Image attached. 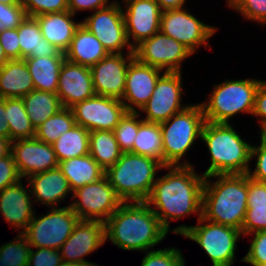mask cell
I'll return each instance as SVG.
<instances>
[{
    "mask_svg": "<svg viewBox=\"0 0 266 266\" xmlns=\"http://www.w3.org/2000/svg\"><path fill=\"white\" fill-rule=\"evenodd\" d=\"M164 168L169 172L156 179L145 203L157 215L162 227L169 232L172 220H179L193 213H198V219L202 217L205 176L197 174L193 165Z\"/></svg>",
    "mask_w": 266,
    "mask_h": 266,
    "instance_id": "1",
    "label": "cell"
},
{
    "mask_svg": "<svg viewBox=\"0 0 266 266\" xmlns=\"http://www.w3.org/2000/svg\"><path fill=\"white\" fill-rule=\"evenodd\" d=\"M104 225L105 241L126 251H149L168 234L145 202L123 203Z\"/></svg>",
    "mask_w": 266,
    "mask_h": 266,
    "instance_id": "2",
    "label": "cell"
},
{
    "mask_svg": "<svg viewBox=\"0 0 266 266\" xmlns=\"http://www.w3.org/2000/svg\"><path fill=\"white\" fill-rule=\"evenodd\" d=\"M211 178H216L217 181L213 182ZM247 196V173L206 176L202 194V217L242 232Z\"/></svg>",
    "mask_w": 266,
    "mask_h": 266,
    "instance_id": "3",
    "label": "cell"
},
{
    "mask_svg": "<svg viewBox=\"0 0 266 266\" xmlns=\"http://www.w3.org/2000/svg\"><path fill=\"white\" fill-rule=\"evenodd\" d=\"M201 140L207 145L211 164L202 173L205 177L217 174H245L249 171L251 148L234 130L231 123H204Z\"/></svg>",
    "mask_w": 266,
    "mask_h": 266,
    "instance_id": "4",
    "label": "cell"
},
{
    "mask_svg": "<svg viewBox=\"0 0 266 266\" xmlns=\"http://www.w3.org/2000/svg\"><path fill=\"white\" fill-rule=\"evenodd\" d=\"M161 168L164 165L154 158L127 152L105 170V176L123 203L145 202Z\"/></svg>",
    "mask_w": 266,
    "mask_h": 266,
    "instance_id": "5",
    "label": "cell"
},
{
    "mask_svg": "<svg viewBox=\"0 0 266 266\" xmlns=\"http://www.w3.org/2000/svg\"><path fill=\"white\" fill-rule=\"evenodd\" d=\"M205 122L202 106L197 103L160 123L164 166L192 165L181 159L195 140L201 139Z\"/></svg>",
    "mask_w": 266,
    "mask_h": 266,
    "instance_id": "6",
    "label": "cell"
},
{
    "mask_svg": "<svg viewBox=\"0 0 266 266\" xmlns=\"http://www.w3.org/2000/svg\"><path fill=\"white\" fill-rule=\"evenodd\" d=\"M260 83V79L254 78L229 79L213 86L209 100L200 103L205 121L229 124V119L241 112L252 115Z\"/></svg>",
    "mask_w": 266,
    "mask_h": 266,
    "instance_id": "7",
    "label": "cell"
},
{
    "mask_svg": "<svg viewBox=\"0 0 266 266\" xmlns=\"http://www.w3.org/2000/svg\"><path fill=\"white\" fill-rule=\"evenodd\" d=\"M172 232L198 243L213 266L234 264L237 241L242 235V232L236 228L214 223L203 217L198 219L197 225H180L173 228Z\"/></svg>",
    "mask_w": 266,
    "mask_h": 266,
    "instance_id": "8",
    "label": "cell"
},
{
    "mask_svg": "<svg viewBox=\"0 0 266 266\" xmlns=\"http://www.w3.org/2000/svg\"><path fill=\"white\" fill-rule=\"evenodd\" d=\"M48 213L32 218L22 233L31 248L60 249L72 234L79 218L70 206L51 208Z\"/></svg>",
    "mask_w": 266,
    "mask_h": 266,
    "instance_id": "9",
    "label": "cell"
},
{
    "mask_svg": "<svg viewBox=\"0 0 266 266\" xmlns=\"http://www.w3.org/2000/svg\"><path fill=\"white\" fill-rule=\"evenodd\" d=\"M70 208L79 220L105 222L122 204L106 176L73 191Z\"/></svg>",
    "mask_w": 266,
    "mask_h": 266,
    "instance_id": "10",
    "label": "cell"
},
{
    "mask_svg": "<svg viewBox=\"0 0 266 266\" xmlns=\"http://www.w3.org/2000/svg\"><path fill=\"white\" fill-rule=\"evenodd\" d=\"M217 29L200 21L185 7L163 10L160 18V31L183 44L193 54L203 44L208 47V39Z\"/></svg>",
    "mask_w": 266,
    "mask_h": 266,
    "instance_id": "11",
    "label": "cell"
},
{
    "mask_svg": "<svg viewBox=\"0 0 266 266\" xmlns=\"http://www.w3.org/2000/svg\"><path fill=\"white\" fill-rule=\"evenodd\" d=\"M120 2L94 11L87 16L81 24L85 26L102 43L108 53H123L127 48L128 53H134L130 45L125 28L123 9Z\"/></svg>",
    "mask_w": 266,
    "mask_h": 266,
    "instance_id": "12",
    "label": "cell"
},
{
    "mask_svg": "<svg viewBox=\"0 0 266 266\" xmlns=\"http://www.w3.org/2000/svg\"><path fill=\"white\" fill-rule=\"evenodd\" d=\"M135 58L142 64L163 72H182L181 63L193 53L177 40L158 31L134 48Z\"/></svg>",
    "mask_w": 266,
    "mask_h": 266,
    "instance_id": "13",
    "label": "cell"
},
{
    "mask_svg": "<svg viewBox=\"0 0 266 266\" xmlns=\"http://www.w3.org/2000/svg\"><path fill=\"white\" fill-rule=\"evenodd\" d=\"M182 72H163L156 82L151 98L141 108L146 122L162 123L189 105H181Z\"/></svg>",
    "mask_w": 266,
    "mask_h": 266,
    "instance_id": "14",
    "label": "cell"
},
{
    "mask_svg": "<svg viewBox=\"0 0 266 266\" xmlns=\"http://www.w3.org/2000/svg\"><path fill=\"white\" fill-rule=\"evenodd\" d=\"M75 122L88 131H113L127 112L120 99L95 95L71 107Z\"/></svg>",
    "mask_w": 266,
    "mask_h": 266,
    "instance_id": "15",
    "label": "cell"
},
{
    "mask_svg": "<svg viewBox=\"0 0 266 266\" xmlns=\"http://www.w3.org/2000/svg\"><path fill=\"white\" fill-rule=\"evenodd\" d=\"M125 56L123 53H109L90 68L96 95L123 98L127 69L135 59L134 53L127 52Z\"/></svg>",
    "mask_w": 266,
    "mask_h": 266,
    "instance_id": "16",
    "label": "cell"
},
{
    "mask_svg": "<svg viewBox=\"0 0 266 266\" xmlns=\"http://www.w3.org/2000/svg\"><path fill=\"white\" fill-rule=\"evenodd\" d=\"M124 4L126 8L122 12L127 39L134 49L160 31L163 10L155 0H127Z\"/></svg>",
    "mask_w": 266,
    "mask_h": 266,
    "instance_id": "17",
    "label": "cell"
},
{
    "mask_svg": "<svg viewBox=\"0 0 266 266\" xmlns=\"http://www.w3.org/2000/svg\"><path fill=\"white\" fill-rule=\"evenodd\" d=\"M11 153L21 178L51 170L59 164L53 145L36 138L12 141Z\"/></svg>",
    "mask_w": 266,
    "mask_h": 266,
    "instance_id": "18",
    "label": "cell"
},
{
    "mask_svg": "<svg viewBox=\"0 0 266 266\" xmlns=\"http://www.w3.org/2000/svg\"><path fill=\"white\" fill-rule=\"evenodd\" d=\"M162 71L159 68L142 64L136 58L129 64L124 95L121 99L127 112H140L139 110L151 98L156 82L163 74Z\"/></svg>",
    "mask_w": 266,
    "mask_h": 266,
    "instance_id": "19",
    "label": "cell"
},
{
    "mask_svg": "<svg viewBox=\"0 0 266 266\" xmlns=\"http://www.w3.org/2000/svg\"><path fill=\"white\" fill-rule=\"evenodd\" d=\"M105 225L101 221L79 220L72 234L60 247L63 262H90L88 256L105 244Z\"/></svg>",
    "mask_w": 266,
    "mask_h": 266,
    "instance_id": "20",
    "label": "cell"
},
{
    "mask_svg": "<svg viewBox=\"0 0 266 266\" xmlns=\"http://www.w3.org/2000/svg\"><path fill=\"white\" fill-rule=\"evenodd\" d=\"M63 107L71 108L96 95L89 67L64 60L56 92Z\"/></svg>",
    "mask_w": 266,
    "mask_h": 266,
    "instance_id": "21",
    "label": "cell"
},
{
    "mask_svg": "<svg viewBox=\"0 0 266 266\" xmlns=\"http://www.w3.org/2000/svg\"><path fill=\"white\" fill-rule=\"evenodd\" d=\"M22 183V180H19L0 191V214L6 223L14 225L16 230L21 229L19 233L25 231L35 214L29 186L26 188Z\"/></svg>",
    "mask_w": 266,
    "mask_h": 266,
    "instance_id": "22",
    "label": "cell"
},
{
    "mask_svg": "<svg viewBox=\"0 0 266 266\" xmlns=\"http://www.w3.org/2000/svg\"><path fill=\"white\" fill-rule=\"evenodd\" d=\"M26 180L31 189V195L33 194L32 199H35L33 202H41L48 205V208H56V204L58 206L68 194L73 192L59 167L33 174Z\"/></svg>",
    "mask_w": 266,
    "mask_h": 266,
    "instance_id": "23",
    "label": "cell"
},
{
    "mask_svg": "<svg viewBox=\"0 0 266 266\" xmlns=\"http://www.w3.org/2000/svg\"><path fill=\"white\" fill-rule=\"evenodd\" d=\"M69 11L55 12L36 16L43 37L60 51L64 52L69 48L81 22H75Z\"/></svg>",
    "mask_w": 266,
    "mask_h": 266,
    "instance_id": "24",
    "label": "cell"
},
{
    "mask_svg": "<svg viewBox=\"0 0 266 266\" xmlns=\"http://www.w3.org/2000/svg\"><path fill=\"white\" fill-rule=\"evenodd\" d=\"M102 43L85 26L80 24L65 51V59L91 68L108 55Z\"/></svg>",
    "mask_w": 266,
    "mask_h": 266,
    "instance_id": "25",
    "label": "cell"
},
{
    "mask_svg": "<svg viewBox=\"0 0 266 266\" xmlns=\"http://www.w3.org/2000/svg\"><path fill=\"white\" fill-rule=\"evenodd\" d=\"M32 90L33 80L24 59L8 60L0 66L1 98H22Z\"/></svg>",
    "mask_w": 266,
    "mask_h": 266,
    "instance_id": "26",
    "label": "cell"
},
{
    "mask_svg": "<svg viewBox=\"0 0 266 266\" xmlns=\"http://www.w3.org/2000/svg\"><path fill=\"white\" fill-rule=\"evenodd\" d=\"M17 29L20 59L26 57H56L62 52L43 37L40 25L35 17L26 16Z\"/></svg>",
    "mask_w": 266,
    "mask_h": 266,
    "instance_id": "27",
    "label": "cell"
},
{
    "mask_svg": "<svg viewBox=\"0 0 266 266\" xmlns=\"http://www.w3.org/2000/svg\"><path fill=\"white\" fill-rule=\"evenodd\" d=\"M25 63L32 77L34 89L56 93L64 52L56 57H26Z\"/></svg>",
    "mask_w": 266,
    "mask_h": 266,
    "instance_id": "28",
    "label": "cell"
},
{
    "mask_svg": "<svg viewBox=\"0 0 266 266\" xmlns=\"http://www.w3.org/2000/svg\"><path fill=\"white\" fill-rule=\"evenodd\" d=\"M58 167L67 178L72 191L105 176V170L90 154L59 162Z\"/></svg>",
    "mask_w": 266,
    "mask_h": 266,
    "instance_id": "29",
    "label": "cell"
},
{
    "mask_svg": "<svg viewBox=\"0 0 266 266\" xmlns=\"http://www.w3.org/2000/svg\"><path fill=\"white\" fill-rule=\"evenodd\" d=\"M27 115L36 130L48 118L63 108L56 93L32 90L22 97Z\"/></svg>",
    "mask_w": 266,
    "mask_h": 266,
    "instance_id": "30",
    "label": "cell"
},
{
    "mask_svg": "<svg viewBox=\"0 0 266 266\" xmlns=\"http://www.w3.org/2000/svg\"><path fill=\"white\" fill-rule=\"evenodd\" d=\"M122 153L113 131L90 132L89 154L104 170L114 165Z\"/></svg>",
    "mask_w": 266,
    "mask_h": 266,
    "instance_id": "31",
    "label": "cell"
},
{
    "mask_svg": "<svg viewBox=\"0 0 266 266\" xmlns=\"http://www.w3.org/2000/svg\"><path fill=\"white\" fill-rule=\"evenodd\" d=\"M90 131L81 125H74L54 143L53 149L59 162L89 154Z\"/></svg>",
    "mask_w": 266,
    "mask_h": 266,
    "instance_id": "32",
    "label": "cell"
},
{
    "mask_svg": "<svg viewBox=\"0 0 266 266\" xmlns=\"http://www.w3.org/2000/svg\"><path fill=\"white\" fill-rule=\"evenodd\" d=\"M133 153L147 156L163 164L162 134L160 123L142 121L133 143Z\"/></svg>",
    "mask_w": 266,
    "mask_h": 266,
    "instance_id": "33",
    "label": "cell"
},
{
    "mask_svg": "<svg viewBox=\"0 0 266 266\" xmlns=\"http://www.w3.org/2000/svg\"><path fill=\"white\" fill-rule=\"evenodd\" d=\"M5 115L11 141L35 138L36 130L27 115L22 98H7Z\"/></svg>",
    "mask_w": 266,
    "mask_h": 266,
    "instance_id": "34",
    "label": "cell"
},
{
    "mask_svg": "<svg viewBox=\"0 0 266 266\" xmlns=\"http://www.w3.org/2000/svg\"><path fill=\"white\" fill-rule=\"evenodd\" d=\"M74 125L76 122L71 108L63 107L36 129L35 138L52 144Z\"/></svg>",
    "mask_w": 266,
    "mask_h": 266,
    "instance_id": "35",
    "label": "cell"
},
{
    "mask_svg": "<svg viewBox=\"0 0 266 266\" xmlns=\"http://www.w3.org/2000/svg\"><path fill=\"white\" fill-rule=\"evenodd\" d=\"M140 114L139 112H126L113 130L115 139L123 153H133L134 139L138 133L139 124L143 121V118H138Z\"/></svg>",
    "mask_w": 266,
    "mask_h": 266,
    "instance_id": "36",
    "label": "cell"
},
{
    "mask_svg": "<svg viewBox=\"0 0 266 266\" xmlns=\"http://www.w3.org/2000/svg\"><path fill=\"white\" fill-rule=\"evenodd\" d=\"M31 250L27 239L19 233L13 241L0 247V258L6 266H28V258Z\"/></svg>",
    "mask_w": 266,
    "mask_h": 266,
    "instance_id": "37",
    "label": "cell"
},
{
    "mask_svg": "<svg viewBox=\"0 0 266 266\" xmlns=\"http://www.w3.org/2000/svg\"><path fill=\"white\" fill-rule=\"evenodd\" d=\"M141 266H185L184 256L176 247L145 252Z\"/></svg>",
    "mask_w": 266,
    "mask_h": 266,
    "instance_id": "38",
    "label": "cell"
},
{
    "mask_svg": "<svg viewBox=\"0 0 266 266\" xmlns=\"http://www.w3.org/2000/svg\"><path fill=\"white\" fill-rule=\"evenodd\" d=\"M226 3L247 21L266 24V0H227Z\"/></svg>",
    "mask_w": 266,
    "mask_h": 266,
    "instance_id": "39",
    "label": "cell"
},
{
    "mask_svg": "<svg viewBox=\"0 0 266 266\" xmlns=\"http://www.w3.org/2000/svg\"><path fill=\"white\" fill-rule=\"evenodd\" d=\"M22 4L29 17L68 11V0H23Z\"/></svg>",
    "mask_w": 266,
    "mask_h": 266,
    "instance_id": "40",
    "label": "cell"
},
{
    "mask_svg": "<svg viewBox=\"0 0 266 266\" xmlns=\"http://www.w3.org/2000/svg\"><path fill=\"white\" fill-rule=\"evenodd\" d=\"M249 250L241 260L252 266H266V231H258L252 234Z\"/></svg>",
    "mask_w": 266,
    "mask_h": 266,
    "instance_id": "41",
    "label": "cell"
},
{
    "mask_svg": "<svg viewBox=\"0 0 266 266\" xmlns=\"http://www.w3.org/2000/svg\"><path fill=\"white\" fill-rule=\"evenodd\" d=\"M258 231H266V205L247 206L242 235L246 237Z\"/></svg>",
    "mask_w": 266,
    "mask_h": 266,
    "instance_id": "42",
    "label": "cell"
},
{
    "mask_svg": "<svg viewBox=\"0 0 266 266\" xmlns=\"http://www.w3.org/2000/svg\"><path fill=\"white\" fill-rule=\"evenodd\" d=\"M26 16L23 5H6L0 2V32L17 28Z\"/></svg>",
    "mask_w": 266,
    "mask_h": 266,
    "instance_id": "43",
    "label": "cell"
},
{
    "mask_svg": "<svg viewBox=\"0 0 266 266\" xmlns=\"http://www.w3.org/2000/svg\"><path fill=\"white\" fill-rule=\"evenodd\" d=\"M31 248L28 258V266H59L63 261L58 249Z\"/></svg>",
    "mask_w": 266,
    "mask_h": 266,
    "instance_id": "44",
    "label": "cell"
},
{
    "mask_svg": "<svg viewBox=\"0 0 266 266\" xmlns=\"http://www.w3.org/2000/svg\"><path fill=\"white\" fill-rule=\"evenodd\" d=\"M256 158L254 172H251V168L247 172V175L252 179L266 183V144L260 140V145L251 148V160Z\"/></svg>",
    "mask_w": 266,
    "mask_h": 266,
    "instance_id": "45",
    "label": "cell"
},
{
    "mask_svg": "<svg viewBox=\"0 0 266 266\" xmlns=\"http://www.w3.org/2000/svg\"><path fill=\"white\" fill-rule=\"evenodd\" d=\"M20 177L12 153L0 158V191L17 183Z\"/></svg>",
    "mask_w": 266,
    "mask_h": 266,
    "instance_id": "46",
    "label": "cell"
},
{
    "mask_svg": "<svg viewBox=\"0 0 266 266\" xmlns=\"http://www.w3.org/2000/svg\"><path fill=\"white\" fill-rule=\"evenodd\" d=\"M0 44L6 56L10 59H20L18 29H6L0 32Z\"/></svg>",
    "mask_w": 266,
    "mask_h": 266,
    "instance_id": "47",
    "label": "cell"
},
{
    "mask_svg": "<svg viewBox=\"0 0 266 266\" xmlns=\"http://www.w3.org/2000/svg\"><path fill=\"white\" fill-rule=\"evenodd\" d=\"M266 205V183L256 181L248 176L247 206Z\"/></svg>",
    "mask_w": 266,
    "mask_h": 266,
    "instance_id": "48",
    "label": "cell"
},
{
    "mask_svg": "<svg viewBox=\"0 0 266 266\" xmlns=\"http://www.w3.org/2000/svg\"><path fill=\"white\" fill-rule=\"evenodd\" d=\"M258 118L260 127L266 123V81L259 84L256 95L252 116Z\"/></svg>",
    "mask_w": 266,
    "mask_h": 266,
    "instance_id": "49",
    "label": "cell"
},
{
    "mask_svg": "<svg viewBox=\"0 0 266 266\" xmlns=\"http://www.w3.org/2000/svg\"><path fill=\"white\" fill-rule=\"evenodd\" d=\"M114 2L115 0L110 3L109 0H68V11L73 15L78 11L92 10L94 12L113 4Z\"/></svg>",
    "mask_w": 266,
    "mask_h": 266,
    "instance_id": "50",
    "label": "cell"
},
{
    "mask_svg": "<svg viewBox=\"0 0 266 266\" xmlns=\"http://www.w3.org/2000/svg\"><path fill=\"white\" fill-rule=\"evenodd\" d=\"M6 99L0 97V136L10 139V129L6 119Z\"/></svg>",
    "mask_w": 266,
    "mask_h": 266,
    "instance_id": "51",
    "label": "cell"
},
{
    "mask_svg": "<svg viewBox=\"0 0 266 266\" xmlns=\"http://www.w3.org/2000/svg\"><path fill=\"white\" fill-rule=\"evenodd\" d=\"M162 10L181 8L185 6L186 0H155Z\"/></svg>",
    "mask_w": 266,
    "mask_h": 266,
    "instance_id": "52",
    "label": "cell"
},
{
    "mask_svg": "<svg viewBox=\"0 0 266 266\" xmlns=\"http://www.w3.org/2000/svg\"><path fill=\"white\" fill-rule=\"evenodd\" d=\"M11 142L8 137L0 136V158L11 153Z\"/></svg>",
    "mask_w": 266,
    "mask_h": 266,
    "instance_id": "53",
    "label": "cell"
},
{
    "mask_svg": "<svg viewBox=\"0 0 266 266\" xmlns=\"http://www.w3.org/2000/svg\"><path fill=\"white\" fill-rule=\"evenodd\" d=\"M59 266H99L93 262L76 263V262H62Z\"/></svg>",
    "mask_w": 266,
    "mask_h": 266,
    "instance_id": "54",
    "label": "cell"
},
{
    "mask_svg": "<svg viewBox=\"0 0 266 266\" xmlns=\"http://www.w3.org/2000/svg\"><path fill=\"white\" fill-rule=\"evenodd\" d=\"M8 60L10 59L6 56L4 49L2 48L0 44V66H2Z\"/></svg>",
    "mask_w": 266,
    "mask_h": 266,
    "instance_id": "55",
    "label": "cell"
},
{
    "mask_svg": "<svg viewBox=\"0 0 266 266\" xmlns=\"http://www.w3.org/2000/svg\"><path fill=\"white\" fill-rule=\"evenodd\" d=\"M260 140L266 144V123L260 127Z\"/></svg>",
    "mask_w": 266,
    "mask_h": 266,
    "instance_id": "56",
    "label": "cell"
},
{
    "mask_svg": "<svg viewBox=\"0 0 266 266\" xmlns=\"http://www.w3.org/2000/svg\"><path fill=\"white\" fill-rule=\"evenodd\" d=\"M0 2L6 5H23L21 0H0Z\"/></svg>",
    "mask_w": 266,
    "mask_h": 266,
    "instance_id": "57",
    "label": "cell"
},
{
    "mask_svg": "<svg viewBox=\"0 0 266 266\" xmlns=\"http://www.w3.org/2000/svg\"><path fill=\"white\" fill-rule=\"evenodd\" d=\"M0 266H6V264L2 261V258H0Z\"/></svg>",
    "mask_w": 266,
    "mask_h": 266,
    "instance_id": "58",
    "label": "cell"
}]
</instances>
